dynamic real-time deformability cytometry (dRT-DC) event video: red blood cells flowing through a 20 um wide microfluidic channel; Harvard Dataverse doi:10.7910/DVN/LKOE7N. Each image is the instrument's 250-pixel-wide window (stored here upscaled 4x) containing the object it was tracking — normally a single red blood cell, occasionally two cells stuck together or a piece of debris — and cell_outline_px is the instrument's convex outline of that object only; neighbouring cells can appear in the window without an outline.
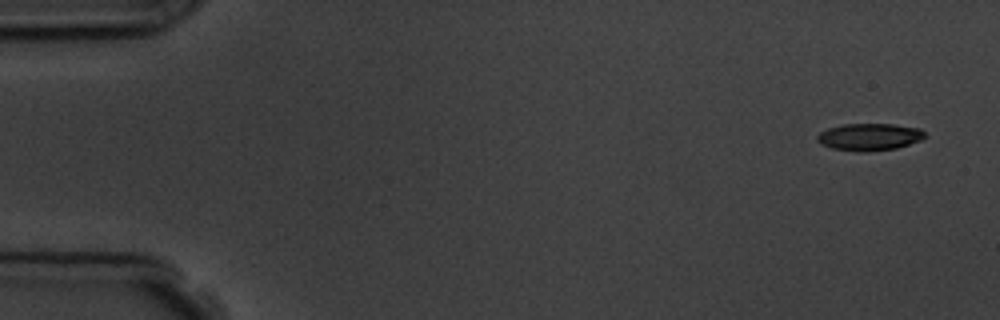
{"species": "common noctule bat (a hibernating species)", "species_latin": "Nyctalus noctula", "temperature_condition": "room temperature", "stored_images_in_passage": 5, "camera_frame_rate_fps": 3000, "um_per_image_px": 0.085, "animal": {"sex": "male", "body_mass_g": 19.5, "forearm_length_mm": 54.6}, "frame": {"image": 1, "passage_image": 1, "time_ms": 0.0, "image_size_px": [1000, 320], "cell_outline_px": [[928, 136], [920, 140], [896, 148], [868, 152], [860, 152], [832, 148], [820, 144], [816, 140], [816, 136], [820, 132], [828, 128], [844, 124], [892, 124], [920, 128]], "centroid_in_image_um": [73.89, 11.64], "position_along_channel_um": 11.1, "area_um2": 17.11}}
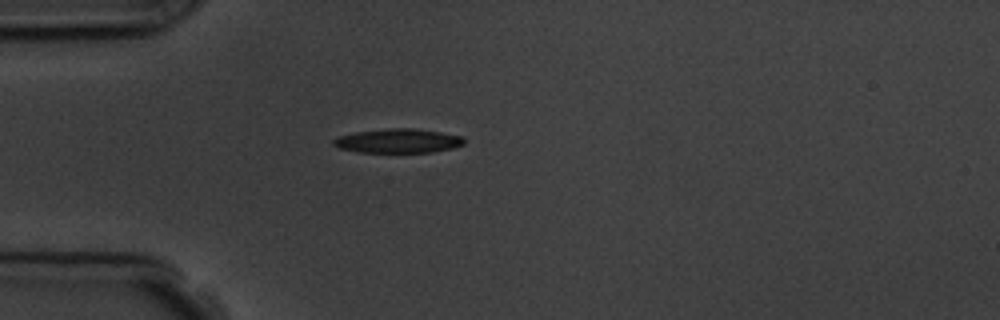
{"frame": {"image": 2, "passage_image": 5, "time_ms": 4.333, "image_size_px": [1000, 320], "cell_outline_px": [[464, 144], [452, 148], [432, 152], [360, 152], [340, 148], [332, 144], [332, 140], [340, 136], [356, 132], [392, 128], [412, 128], [440, 132], [460, 136], [464, 140]], "centroid_in_image_um": [33.83, 11.97], "position_along_channel_um": 51.2, "area_um2": 18.09}}